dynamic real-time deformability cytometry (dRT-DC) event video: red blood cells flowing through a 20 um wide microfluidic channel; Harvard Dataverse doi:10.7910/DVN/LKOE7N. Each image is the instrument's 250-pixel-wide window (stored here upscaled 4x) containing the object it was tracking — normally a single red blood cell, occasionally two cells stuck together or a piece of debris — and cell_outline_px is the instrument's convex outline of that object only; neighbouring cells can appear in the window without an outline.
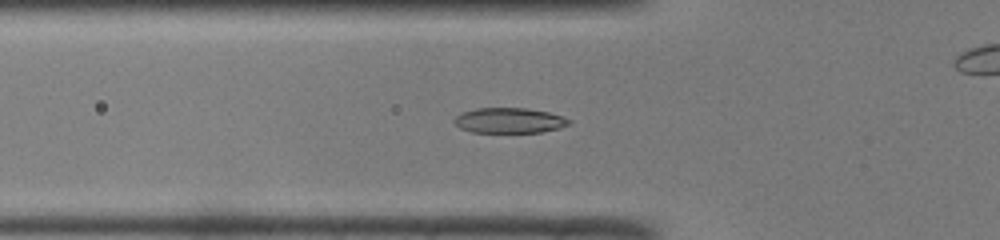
{"species": "common noctule bat (a hibernating species)", "species_latin": "Nyctalus noctula", "temperature_condition": "room temperature", "stored_images_in_passage": 33, "camera_frame_rate_fps": 3000, "um_per_image_px": 0.085, "animal": {"sex": "male", "body_mass_g": 19.0, "forearm_length_mm": 50.8}, "frame": {"image": 1, "passage_image": 7, "time_ms": 2.0, "image_size_px": [1000, 240], "cell_outline_px": [[572, 124], [560, 128], [540, 132], [472, 132], [460, 128], [452, 120], [460, 112], [476, 108], [528, 108], [548, 112], [572, 120]], "centroid_in_image_um": [43.29, 10.23], "position_along_channel_um": 82.5, "area_um2": 16.99}}